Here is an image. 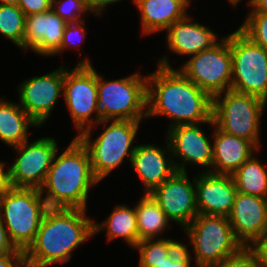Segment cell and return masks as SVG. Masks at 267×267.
Instances as JSON below:
<instances>
[{
	"mask_svg": "<svg viewBox=\"0 0 267 267\" xmlns=\"http://www.w3.org/2000/svg\"><path fill=\"white\" fill-rule=\"evenodd\" d=\"M195 190L199 214L229 216L237 194L231 175L199 172L195 176Z\"/></svg>",
	"mask_w": 267,
	"mask_h": 267,
	"instance_id": "d6986e66",
	"label": "cell"
},
{
	"mask_svg": "<svg viewBox=\"0 0 267 267\" xmlns=\"http://www.w3.org/2000/svg\"><path fill=\"white\" fill-rule=\"evenodd\" d=\"M89 57H80L71 69L65 64L63 99L72 119L75 137L100 121L97 98V70ZM94 113V114H93Z\"/></svg>",
	"mask_w": 267,
	"mask_h": 267,
	"instance_id": "9c48e42d",
	"label": "cell"
},
{
	"mask_svg": "<svg viewBox=\"0 0 267 267\" xmlns=\"http://www.w3.org/2000/svg\"><path fill=\"white\" fill-rule=\"evenodd\" d=\"M147 74V119L170 118L177 125L213 122V98L178 68L156 66Z\"/></svg>",
	"mask_w": 267,
	"mask_h": 267,
	"instance_id": "6da1fadb",
	"label": "cell"
},
{
	"mask_svg": "<svg viewBox=\"0 0 267 267\" xmlns=\"http://www.w3.org/2000/svg\"><path fill=\"white\" fill-rule=\"evenodd\" d=\"M202 126L213 127V122L177 125L167 129L166 140L172 154L174 166L179 172H188L187 166H198L199 172H210L213 160L212 136ZM211 136V138H210ZM203 167V168H202ZM207 168V169H205Z\"/></svg>",
	"mask_w": 267,
	"mask_h": 267,
	"instance_id": "7c38bea8",
	"label": "cell"
},
{
	"mask_svg": "<svg viewBox=\"0 0 267 267\" xmlns=\"http://www.w3.org/2000/svg\"><path fill=\"white\" fill-rule=\"evenodd\" d=\"M0 267H29L25 252L0 256Z\"/></svg>",
	"mask_w": 267,
	"mask_h": 267,
	"instance_id": "e575fe53",
	"label": "cell"
},
{
	"mask_svg": "<svg viewBox=\"0 0 267 267\" xmlns=\"http://www.w3.org/2000/svg\"><path fill=\"white\" fill-rule=\"evenodd\" d=\"M164 140L162 146L149 142L136 144L130 165L139 177L144 193H151L177 171L169 144L166 138Z\"/></svg>",
	"mask_w": 267,
	"mask_h": 267,
	"instance_id": "ac0fdd59",
	"label": "cell"
},
{
	"mask_svg": "<svg viewBox=\"0 0 267 267\" xmlns=\"http://www.w3.org/2000/svg\"><path fill=\"white\" fill-rule=\"evenodd\" d=\"M258 151L246 160L231 176L237 192L267 198V164H262Z\"/></svg>",
	"mask_w": 267,
	"mask_h": 267,
	"instance_id": "484cf974",
	"label": "cell"
},
{
	"mask_svg": "<svg viewBox=\"0 0 267 267\" xmlns=\"http://www.w3.org/2000/svg\"><path fill=\"white\" fill-rule=\"evenodd\" d=\"M243 247H251L267 232V198L237 192L228 216Z\"/></svg>",
	"mask_w": 267,
	"mask_h": 267,
	"instance_id": "e0dca14e",
	"label": "cell"
},
{
	"mask_svg": "<svg viewBox=\"0 0 267 267\" xmlns=\"http://www.w3.org/2000/svg\"><path fill=\"white\" fill-rule=\"evenodd\" d=\"M185 61L178 69L212 98L231 90L230 33L223 36L212 48L201 51Z\"/></svg>",
	"mask_w": 267,
	"mask_h": 267,
	"instance_id": "8fae6325",
	"label": "cell"
},
{
	"mask_svg": "<svg viewBox=\"0 0 267 267\" xmlns=\"http://www.w3.org/2000/svg\"><path fill=\"white\" fill-rule=\"evenodd\" d=\"M142 194L135 204L139 241L164 238L162 234L172 229V223L150 193Z\"/></svg>",
	"mask_w": 267,
	"mask_h": 267,
	"instance_id": "d4e9b609",
	"label": "cell"
},
{
	"mask_svg": "<svg viewBox=\"0 0 267 267\" xmlns=\"http://www.w3.org/2000/svg\"><path fill=\"white\" fill-rule=\"evenodd\" d=\"M123 0H87V5L90 13L94 17H103L105 9H107L110 5H114ZM135 4L136 0H132Z\"/></svg>",
	"mask_w": 267,
	"mask_h": 267,
	"instance_id": "d590c367",
	"label": "cell"
},
{
	"mask_svg": "<svg viewBox=\"0 0 267 267\" xmlns=\"http://www.w3.org/2000/svg\"><path fill=\"white\" fill-rule=\"evenodd\" d=\"M7 162L0 161V195L11 188L9 166H6Z\"/></svg>",
	"mask_w": 267,
	"mask_h": 267,
	"instance_id": "f35d334b",
	"label": "cell"
},
{
	"mask_svg": "<svg viewBox=\"0 0 267 267\" xmlns=\"http://www.w3.org/2000/svg\"><path fill=\"white\" fill-rule=\"evenodd\" d=\"M26 15L15 5H0V34L23 51Z\"/></svg>",
	"mask_w": 267,
	"mask_h": 267,
	"instance_id": "83f0119b",
	"label": "cell"
},
{
	"mask_svg": "<svg viewBox=\"0 0 267 267\" xmlns=\"http://www.w3.org/2000/svg\"><path fill=\"white\" fill-rule=\"evenodd\" d=\"M188 173L176 171L150 193L165 212L168 220L181 227L182 231L199 214L196 204L195 177L190 181Z\"/></svg>",
	"mask_w": 267,
	"mask_h": 267,
	"instance_id": "9a60e30c",
	"label": "cell"
},
{
	"mask_svg": "<svg viewBox=\"0 0 267 267\" xmlns=\"http://www.w3.org/2000/svg\"><path fill=\"white\" fill-rule=\"evenodd\" d=\"M80 208H48L34 242L25 251L29 267L70 262L74 250L94 236V219Z\"/></svg>",
	"mask_w": 267,
	"mask_h": 267,
	"instance_id": "7a4b0ae2",
	"label": "cell"
},
{
	"mask_svg": "<svg viewBox=\"0 0 267 267\" xmlns=\"http://www.w3.org/2000/svg\"><path fill=\"white\" fill-rule=\"evenodd\" d=\"M86 22V20H83L77 23H67L64 29L61 46L52 55L53 58L55 55L57 56L59 54H63L66 49L71 51L78 49V52H80V54L82 55L83 52H81L80 50V45H82V43L86 41L85 38L87 36V28L84 25Z\"/></svg>",
	"mask_w": 267,
	"mask_h": 267,
	"instance_id": "4dcf8cb0",
	"label": "cell"
},
{
	"mask_svg": "<svg viewBox=\"0 0 267 267\" xmlns=\"http://www.w3.org/2000/svg\"><path fill=\"white\" fill-rule=\"evenodd\" d=\"M188 13L183 19L176 21L166 31V44L169 50L168 55H163L157 59V65L166 68H173L170 63L169 54L177 56L191 57L197 53L208 50L217 44L221 37L213 29L203 23L193 21ZM220 38V39H219Z\"/></svg>",
	"mask_w": 267,
	"mask_h": 267,
	"instance_id": "2e32d148",
	"label": "cell"
},
{
	"mask_svg": "<svg viewBox=\"0 0 267 267\" xmlns=\"http://www.w3.org/2000/svg\"><path fill=\"white\" fill-rule=\"evenodd\" d=\"M211 173L232 175L257 151L250 141L219 130L213 122Z\"/></svg>",
	"mask_w": 267,
	"mask_h": 267,
	"instance_id": "44dd1931",
	"label": "cell"
},
{
	"mask_svg": "<svg viewBox=\"0 0 267 267\" xmlns=\"http://www.w3.org/2000/svg\"><path fill=\"white\" fill-rule=\"evenodd\" d=\"M103 222H93L94 236L104 232L107 241L120 238L133 249L139 242L135 203L133 208L128 204H116Z\"/></svg>",
	"mask_w": 267,
	"mask_h": 267,
	"instance_id": "603a6c76",
	"label": "cell"
},
{
	"mask_svg": "<svg viewBox=\"0 0 267 267\" xmlns=\"http://www.w3.org/2000/svg\"><path fill=\"white\" fill-rule=\"evenodd\" d=\"M52 0H20L19 8L26 16L51 10Z\"/></svg>",
	"mask_w": 267,
	"mask_h": 267,
	"instance_id": "836d02e7",
	"label": "cell"
},
{
	"mask_svg": "<svg viewBox=\"0 0 267 267\" xmlns=\"http://www.w3.org/2000/svg\"><path fill=\"white\" fill-rule=\"evenodd\" d=\"M230 51L231 90L267 101V50L237 28L230 33Z\"/></svg>",
	"mask_w": 267,
	"mask_h": 267,
	"instance_id": "30bf717a",
	"label": "cell"
},
{
	"mask_svg": "<svg viewBox=\"0 0 267 267\" xmlns=\"http://www.w3.org/2000/svg\"><path fill=\"white\" fill-rule=\"evenodd\" d=\"M58 143L53 137L41 136L11 147L18 152L8 167L11 187L40 189L59 149Z\"/></svg>",
	"mask_w": 267,
	"mask_h": 267,
	"instance_id": "4fadbf2b",
	"label": "cell"
},
{
	"mask_svg": "<svg viewBox=\"0 0 267 267\" xmlns=\"http://www.w3.org/2000/svg\"><path fill=\"white\" fill-rule=\"evenodd\" d=\"M51 10L66 23H77L91 15L87 0H52Z\"/></svg>",
	"mask_w": 267,
	"mask_h": 267,
	"instance_id": "f1b7e54d",
	"label": "cell"
},
{
	"mask_svg": "<svg viewBox=\"0 0 267 267\" xmlns=\"http://www.w3.org/2000/svg\"><path fill=\"white\" fill-rule=\"evenodd\" d=\"M239 29L254 43L267 50V14H246Z\"/></svg>",
	"mask_w": 267,
	"mask_h": 267,
	"instance_id": "f546056e",
	"label": "cell"
},
{
	"mask_svg": "<svg viewBox=\"0 0 267 267\" xmlns=\"http://www.w3.org/2000/svg\"><path fill=\"white\" fill-rule=\"evenodd\" d=\"M250 248L257 254L260 267H267V232Z\"/></svg>",
	"mask_w": 267,
	"mask_h": 267,
	"instance_id": "74e56055",
	"label": "cell"
},
{
	"mask_svg": "<svg viewBox=\"0 0 267 267\" xmlns=\"http://www.w3.org/2000/svg\"><path fill=\"white\" fill-rule=\"evenodd\" d=\"M215 267H260L257 254L250 247H243L237 254Z\"/></svg>",
	"mask_w": 267,
	"mask_h": 267,
	"instance_id": "1f68e13d",
	"label": "cell"
},
{
	"mask_svg": "<svg viewBox=\"0 0 267 267\" xmlns=\"http://www.w3.org/2000/svg\"><path fill=\"white\" fill-rule=\"evenodd\" d=\"M20 0H0V5H15L19 6Z\"/></svg>",
	"mask_w": 267,
	"mask_h": 267,
	"instance_id": "60d3db41",
	"label": "cell"
},
{
	"mask_svg": "<svg viewBox=\"0 0 267 267\" xmlns=\"http://www.w3.org/2000/svg\"><path fill=\"white\" fill-rule=\"evenodd\" d=\"M142 122L100 120L77 136L89 151L93 175L99 182L119 168L126 158L131 163L136 148L134 142ZM100 125H103L104 129L93 140L91 137L94 129L96 130Z\"/></svg>",
	"mask_w": 267,
	"mask_h": 267,
	"instance_id": "277c9868",
	"label": "cell"
},
{
	"mask_svg": "<svg viewBox=\"0 0 267 267\" xmlns=\"http://www.w3.org/2000/svg\"><path fill=\"white\" fill-rule=\"evenodd\" d=\"M227 1V0H226ZM229 4L233 7H237L242 0H228Z\"/></svg>",
	"mask_w": 267,
	"mask_h": 267,
	"instance_id": "b9f144b4",
	"label": "cell"
},
{
	"mask_svg": "<svg viewBox=\"0 0 267 267\" xmlns=\"http://www.w3.org/2000/svg\"><path fill=\"white\" fill-rule=\"evenodd\" d=\"M40 126L23 110L18 102L0 97V142L11 147L29 138V130Z\"/></svg>",
	"mask_w": 267,
	"mask_h": 267,
	"instance_id": "cb8c5ba5",
	"label": "cell"
},
{
	"mask_svg": "<svg viewBox=\"0 0 267 267\" xmlns=\"http://www.w3.org/2000/svg\"><path fill=\"white\" fill-rule=\"evenodd\" d=\"M193 259L183 243L169 256L162 267H193Z\"/></svg>",
	"mask_w": 267,
	"mask_h": 267,
	"instance_id": "d6a6232c",
	"label": "cell"
},
{
	"mask_svg": "<svg viewBox=\"0 0 267 267\" xmlns=\"http://www.w3.org/2000/svg\"><path fill=\"white\" fill-rule=\"evenodd\" d=\"M266 108L267 101L260 97L227 90L213 98L212 119L219 130L248 140L261 150V122Z\"/></svg>",
	"mask_w": 267,
	"mask_h": 267,
	"instance_id": "8992f818",
	"label": "cell"
},
{
	"mask_svg": "<svg viewBox=\"0 0 267 267\" xmlns=\"http://www.w3.org/2000/svg\"><path fill=\"white\" fill-rule=\"evenodd\" d=\"M247 14H267V0H248Z\"/></svg>",
	"mask_w": 267,
	"mask_h": 267,
	"instance_id": "ab89813d",
	"label": "cell"
},
{
	"mask_svg": "<svg viewBox=\"0 0 267 267\" xmlns=\"http://www.w3.org/2000/svg\"><path fill=\"white\" fill-rule=\"evenodd\" d=\"M183 242L175 238L145 239L137 243L133 250L138 251V267H162L169 257Z\"/></svg>",
	"mask_w": 267,
	"mask_h": 267,
	"instance_id": "4316f807",
	"label": "cell"
},
{
	"mask_svg": "<svg viewBox=\"0 0 267 267\" xmlns=\"http://www.w3.org/2000/svg\"><path fill=\"white\" fill-rule=\"evenodd\" d=\"M192 0H136L140 13L141 34L166 31L176 21L183 19L192 5Z\"/></svg>",
	"mask_w": 267,
	"mask_h": 267,
	"instance_id": "7402d4cb",
	"label": "cell"
},
{
	"mask_svg": "<svg viewBox=\"0 0 267 267\" xmlns=\"http://www.w3.org/2000/svg\"><path fill=\"white\" fill-rule=\"evenodd\" d=\"M65 64L53 71L26 78L18 84V103L23 110L41 127L47 123L63 95Z\"/></svg>",
	"mask_w": 267,
	"mask_h": 267,
	"instance_id": "5bb4252c",
	"label": "cell"
},
{
	"mask_svg": "<svg viewBox=\"0 0 267 267\" xmlns=\"http://www.w3.org/2000/svg\"><path fill=\"white\" fill-rule=\"evenodd\" d=\"M183 232L189 241L184 243L185 248L195 267H215L243 248L228 217L198 214Z\"/></svg>",
	"mask_w": 267,
	"mask_h": 267,
	"instance_id": "5b68a950",
	"label": "cell"
},
{
	"mask_svg": "<svg viewBox=\"0 0 267 267\" xmlns=\"http://www.w3.org/2000/svg\"><path fill=\"white\" fill-rule=\"evenodd\" d=\"M14 252H24L18 250L11 242L8 232L0 219V256L13 254Z\"/></svg>",
	"mask_w": 267,
	"mask_h": 267,
	"instance_id": "8d00e7d4",
	"label": "cell"
},
{
	"mask_svg": "<svg viewBox=\"0 0 267 267\" xmlns=\"http://www.w3.org/2000/svg\"><path fill=\"white\" fill-rule=\"evenodd\" d=\"M48 209L38 188H13L0 195V219L14 246L26 251Z\"/></svg>",
	"mask_w": 267,
	"mask_h": 267,
	"instance_id": "ba28073f",
	"label": "cell"
},
{
	"mask_svg": "<svg viewBox=\"0 0 267 267\" xmlns=\"http://www.w3.org/2000/svg\"><path fill=\"white\" fill-rule=\"evenodd\" d=\"M67 23L52 10L26 16L23 51L52 56L61 46Z\"/></svg>",
	"mask_w": 267,
	"mask_h": 267,
	"instance_id": "ffe728a7",
	"label": "cell"
},
{
	"mask_svg": "<svg viewBox=\"0 0 267 267\" xmlns=\"http://www.w3.org/2000/svg\"><path fill=\"white\" fill-rule=\"evenodd\" d=\"M98 183L87 147L74 136L65 150H57L39 191L48 208L87 210L90 190Z\"/></svg>",
	"mask_w": 267,
	"mask_h": 267,
	"instance_id": "3957f363",
	"label": "cell"
},
{
	"mask_svg": "<svg viewBox=\"0 0 267 267\" xmlns=\"http://www.w3.org/2000/svg\"><path fill=\"white\" fill-rule=\"evenodd\" d=\"M97 72V98L100 120L147 119V73L134 72L125 77L105 80Z\"/></svg>",
	"mask_w": 267,
	"mask_h": 267,
	"instance_id": "52a82bcc",
	"label": "cell"
}]
</instances>
